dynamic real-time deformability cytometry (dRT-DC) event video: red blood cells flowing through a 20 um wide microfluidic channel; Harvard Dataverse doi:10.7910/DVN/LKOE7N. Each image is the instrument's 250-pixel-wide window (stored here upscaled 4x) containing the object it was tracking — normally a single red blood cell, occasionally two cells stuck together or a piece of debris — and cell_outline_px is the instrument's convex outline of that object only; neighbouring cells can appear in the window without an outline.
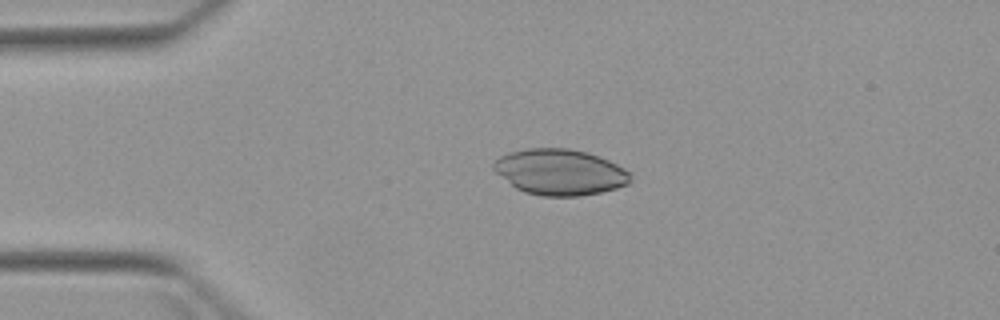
{"species": "Egyptian fruit bat (a non-hibernating species)", "species_latin": "Rousettus aegyptiacus", "temperature_condition": "warm", "stored_images_in_passage": 5, "camera_frame_rate_fps": 3000, "um_per_image_px": 0.085, "animal": {"sex": "female"}, "frame": {"image": 1, "passage_image": 3, "time_ms": 3.333, "image_size_px": [1000, 320], "cell_outline_px": [[632, 180], [628, 184], [616, 188], [600, 192], [580, 196], [544, 196], [524, 192], [516, 188], [496, 172], [492, 168], [492, 164], [500, 156], [512, 152], [528, 148], [568, 148], [588, 152], [608, 160], [632, 172]], "centroid_in_image_um": [47.63, 14.62], "position_along_channel_um": 37.4, "area_um2": 36.59}}